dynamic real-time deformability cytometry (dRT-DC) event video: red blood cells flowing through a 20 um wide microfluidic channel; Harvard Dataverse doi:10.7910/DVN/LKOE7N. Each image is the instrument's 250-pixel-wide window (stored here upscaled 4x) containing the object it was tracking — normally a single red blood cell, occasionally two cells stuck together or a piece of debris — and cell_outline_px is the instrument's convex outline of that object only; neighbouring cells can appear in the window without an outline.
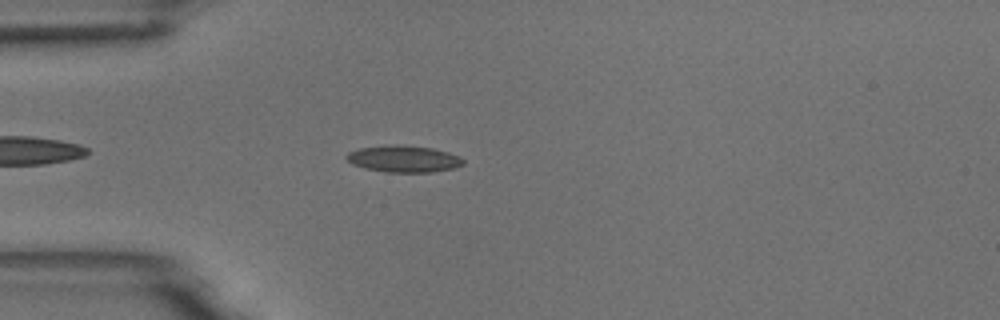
{"species": "common noctule bat (a hibernating species)", "species_latin": "Nyctalus noctula", "temperature_condition": "room temperature", "stored_images_in_passage": 45, "camera_frame_rate_fps": 3000, "um_per_image_px": 0.085, "animal": {"sex": "male", "body_mass_g": 18.8}, "frame": {"image": 1, "passage_image": 6, "time_ms": 1.667, "image_size_px": [1000, 320], "cell_outline_px": [[464, 164], [452, 168], [432, 172], [384, 172], [364, 168], [352, 164], [344, 156], [348, 152], [360, 148], [388, 144], [432, 148], [448, 152], [460, 156], [464, 160]], "centroid_in_image_um": [34.29, 13.5], "position_along_channel_um": 50.7, "area_um2": 18.15}}
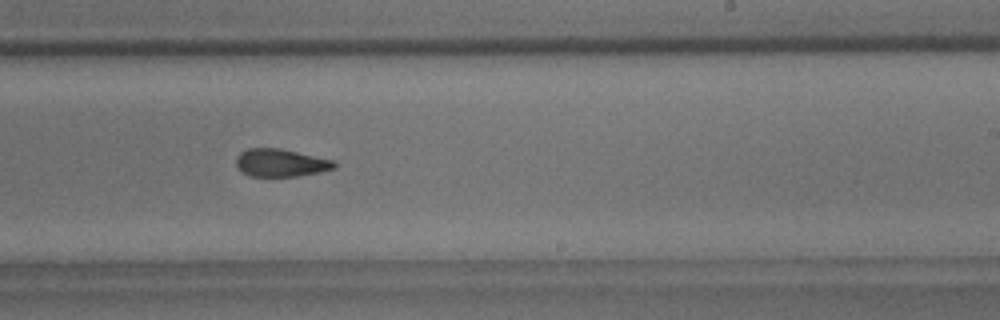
{"frame": {"image": 2, "passage_image": 24, "time_ms": 7.667, "image_size_px": [1000, 320], "cell_outline_px": [[336, 168], [320, 172], [296, 176], [248, 176], [240, 172], [236, 164], [236, 156], [240, 152], [248, 148], [280, 148], [336, 160]], "centroid_in_image_um": [23.86, 13.83], "position_along_channel_um": 265.1, "area_um2": 16.13}}
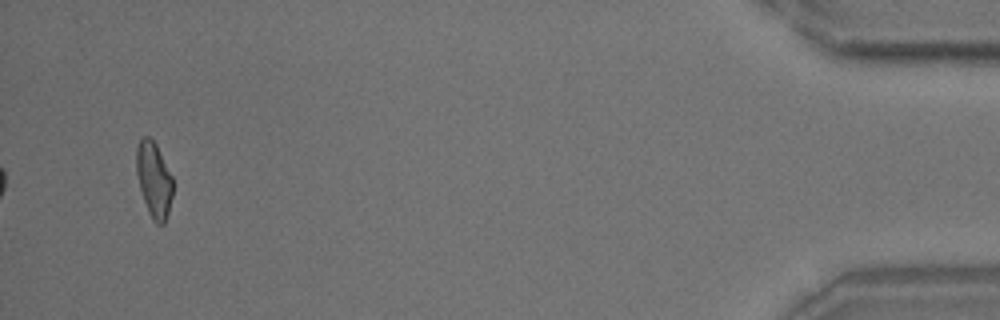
{"frame": {"image": 3, "passage_image": 43, "time_ms": 14.0, "image_size_px": [1000, 320], "cell_outline_px": [[172, 196], [168, 212], [164, 224], [156, 224], [152, 220], [148, 212], [140, 188], [136, 172], [136, 148], [140, 140], [144, 136], [148, 136], [156, 144], [172, 176]], "centroid_in_image_um": [13.07, 15.28], "position_along_channel_um": 422.1, "area_um2": 15.9}, "authors_computed_cell_mechanics": {"area_um2": 16.4152, "velocity_mm_per_s": 3.7327, "shape_relaxation_time_tau1_ms": 8.8095, "shape_relaxation_time_tau2_ms": 2.8312, "deformation_change_tau1": 0.2019, "deformation_change_tau2": 0.088}}